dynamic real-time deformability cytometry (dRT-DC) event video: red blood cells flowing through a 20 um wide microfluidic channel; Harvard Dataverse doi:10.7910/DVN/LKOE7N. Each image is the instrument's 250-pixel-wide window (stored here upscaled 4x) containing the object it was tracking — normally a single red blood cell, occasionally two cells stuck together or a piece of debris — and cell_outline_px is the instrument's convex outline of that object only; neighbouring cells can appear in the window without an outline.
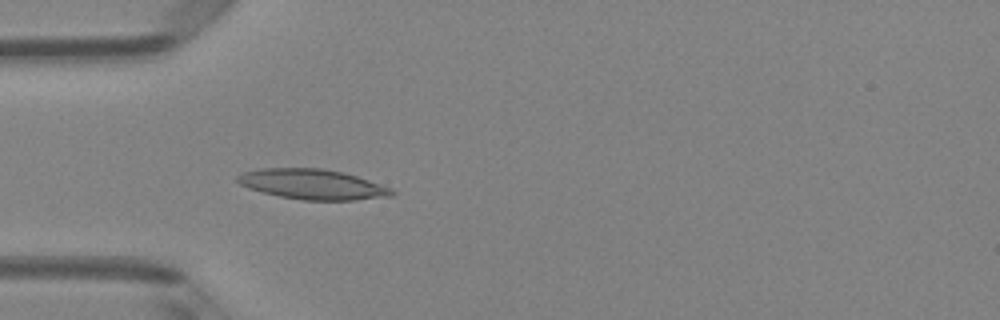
{"species": "Egyptian fruit bat (a non-hibernating species)", "species_latin": "Rousettus aegyptiacus", "temperature_condition": "room temperature", "stored_images_in_passage": 4, "camera_frame_rate_fps": 3000, "um_per_image_px": 0.085, "animal": {"sex": "female"}, "frame": {"image": 1, "passage_image": 4, "time_ms": 1.0, "image_size_px": [1000, 320], "cell_outline_px": [[396, 192], [392, 196], [356, 200], [304, 200], [280, 196], [248, 188], [240, 184], [236, 180], [236, 176], [244, 172], [260, 168], [320, 168], [344, 172], [392, 188]], "centroid_in_image_um": [26.58, 15.66], "position_along_channel_um": 58.4, "area_um2": 27.05}}